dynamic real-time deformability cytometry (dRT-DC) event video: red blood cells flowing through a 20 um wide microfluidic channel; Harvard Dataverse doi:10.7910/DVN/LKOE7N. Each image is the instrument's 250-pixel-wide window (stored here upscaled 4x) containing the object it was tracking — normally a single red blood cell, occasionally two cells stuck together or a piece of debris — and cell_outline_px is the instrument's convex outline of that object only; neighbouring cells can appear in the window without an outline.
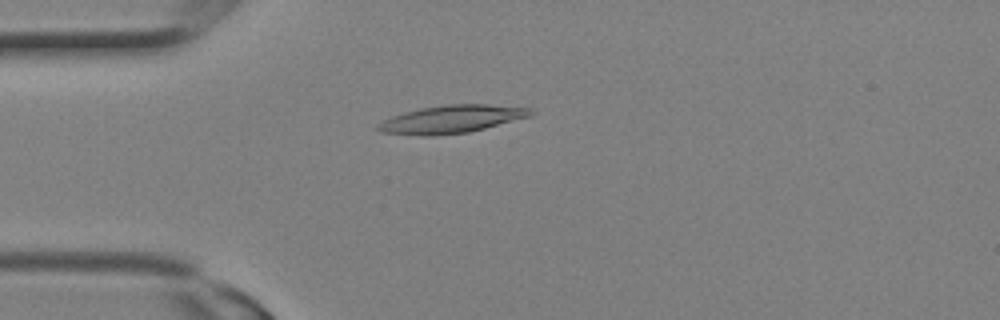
{"species": "Egyptian fruit bat (a non-hibernating species)", "species_latin": "Rousettus aegyptiacus", "temperature_condition": "room temperature", "stored_images_in_passage": 4, "camera_frame_rate_fps": 3000, "um_per_image_px": 0.085, "animal": {"sex": "female"}, "frame": {"image": 1, "passage_image": 3, "time_ms": 0.667, "image_size_px": [1000, 320], "cell_outline_px": [[536, 112], [528, 116], [484, 128], [468, 132], [428, 136], [424, 136], [380, 132], [376, 128], [376, 124], [392, 116], [404, 112], [420, 108], [448, 104], [488, 104], [532, 108]], "centroid_in_image_um": [38.34, 10.12], "position_along_channel_um": 46.7, "area_um2": 24.57}}